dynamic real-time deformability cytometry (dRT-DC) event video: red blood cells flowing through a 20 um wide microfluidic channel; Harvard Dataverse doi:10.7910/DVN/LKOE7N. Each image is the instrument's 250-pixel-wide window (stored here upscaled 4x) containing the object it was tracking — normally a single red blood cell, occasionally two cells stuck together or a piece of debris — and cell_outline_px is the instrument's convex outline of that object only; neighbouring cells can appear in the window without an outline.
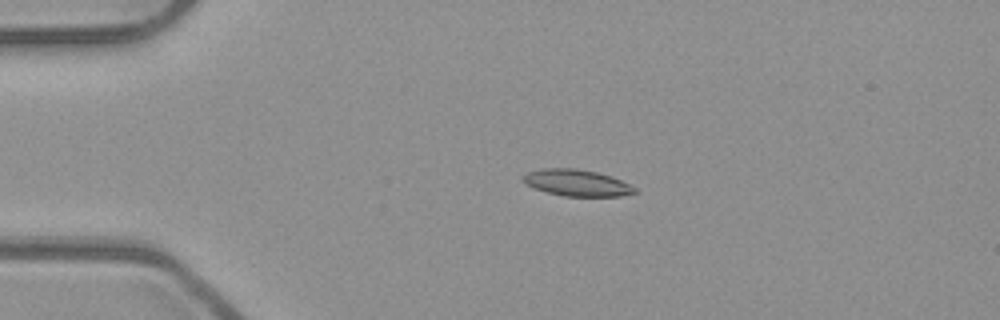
{"species": "common noctule bat (a hibernating species)", "species_latin": "Nyctalus noctula", "temperature_condition": "room temperature", "stored_images_in_passage": 4, "camera_frame_rate_fps": 3000, "um_per_image_px": 0.085, "animal": {"sex": "male", "body_mass_g": 23.1, "forearm_length_mm": 52.7}, "frame": {"image": 1, "passage_image": 2, "time_ms": 0.333, "image_size_px": [1000, 320], "cell_outline_px": [[636, 192], [620, 196], [564, 196], [548, 192], [524, 184], [520, 176], [528, 172], [540, 168], [576, 168], [596, 172], [612, 176], [636, 188]], "centroid_in_image_um": [48.98, 15.53], "position_along_channel_um": 36.0, "area_um2": 17.22}}
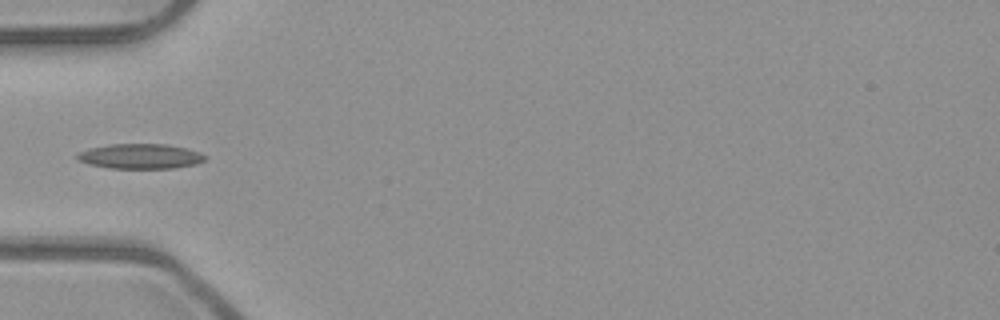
{"frame": {"image": 2, "passage_image": 4, "time_ms": 1.0, "image_size_px": [1000, 320], "cell_outline_px": [[208, 156], [204, 160], [196, 164], [176, 168], [112, 168], [88, 164], [76, 160], [76, 152], [92, 148], [112, 144], [168, 144], [188, 148], [200, 152]], "centroid_in_image_um": [11.95, 13.28], "position_along_channel_um": 73.0, "area_um2": 18.73}}